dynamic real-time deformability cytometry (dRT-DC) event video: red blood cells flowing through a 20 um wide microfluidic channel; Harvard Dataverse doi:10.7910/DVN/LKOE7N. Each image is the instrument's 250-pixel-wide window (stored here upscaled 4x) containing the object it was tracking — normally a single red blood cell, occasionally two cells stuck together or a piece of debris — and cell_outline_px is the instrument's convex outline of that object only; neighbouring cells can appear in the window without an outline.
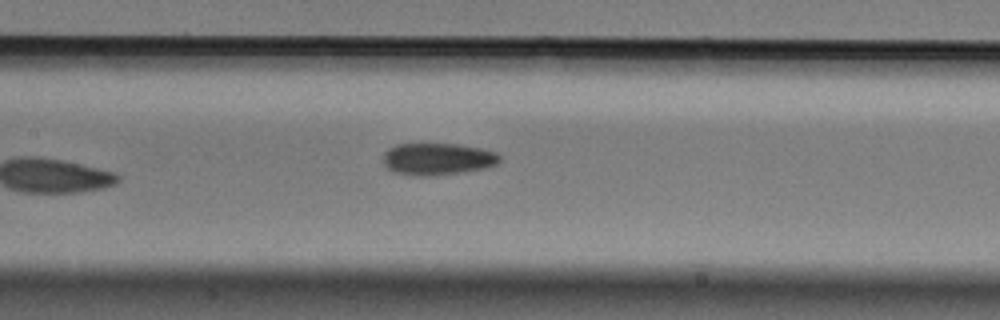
{"species": "Egyptian fruit bat (a non-hibernating species)", "species_latin": "Rousettus aegyptiacus", "temperature_condition": "cold", "stored_images_in_passage": 7, "camera_frame_rate_fps": 3000, "um_per_image_px": 0.085, "animal": {"sex": "male"}, "frame": {"image": 1, "passage_image": 7, "time_ms": 2.0, "image_size_px": [1000, 320], "cell_outline_px": [[500, 160], [496, 164], [484, 168], [428, 176], [420, 176], [396, 172], [388, 168], [384, 164], [384, 152], [388, 148], [396, 144], [456, 144], [480, 148], [496, 152], [500, 156]], "centroid_in_image_um": [37.18, 13.5], "position_along_channel_um": 170.2, "area_um2": 21.33}}